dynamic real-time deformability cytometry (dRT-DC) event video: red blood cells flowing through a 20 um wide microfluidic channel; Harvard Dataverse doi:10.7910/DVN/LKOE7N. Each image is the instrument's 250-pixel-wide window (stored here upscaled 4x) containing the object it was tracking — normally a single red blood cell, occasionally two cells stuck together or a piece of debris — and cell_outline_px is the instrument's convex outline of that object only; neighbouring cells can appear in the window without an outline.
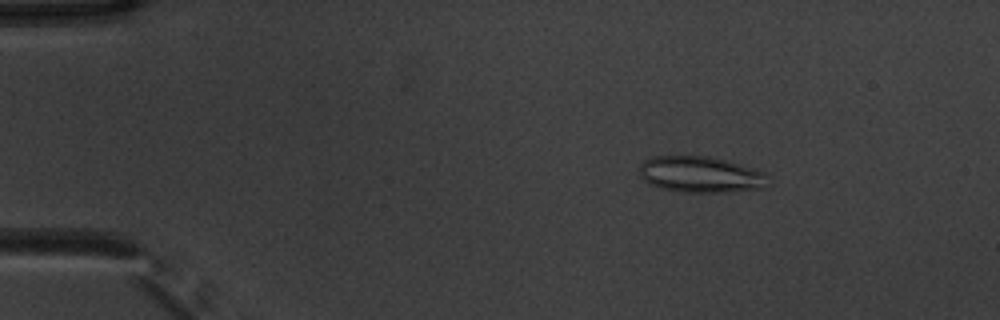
{"species": "common noctule bat (a hibernating species)", "species_latin": "Nyctalus noctula", "temperature_condition": "warm", "stored_images_in_passage": 54, "camera_frame_rate_fps": 3000, "um_per_image_px": 0.085, "animal": {"sex": "male", "body_mass_g": 20.1, "forearm_length_mm": 53.5}, "frame": {"image": 1, "passage_image": 9, "time_ms": 2.667, "image_size_px": [1000, 320], "cell_outline_px": [[772, 184], [768, 188], [732, 192], [684, 192], [660, 188], [644, 180], [640, 176], [640, 164], [644, 160], [652, 156], [704, 156], [724, 160], [740, 164], [764, 172], [768, 176]], "centroid_in_image_um": [59.62, 14.85], "position_along_channel_um": 25.4, "area_um2": 27.4}}
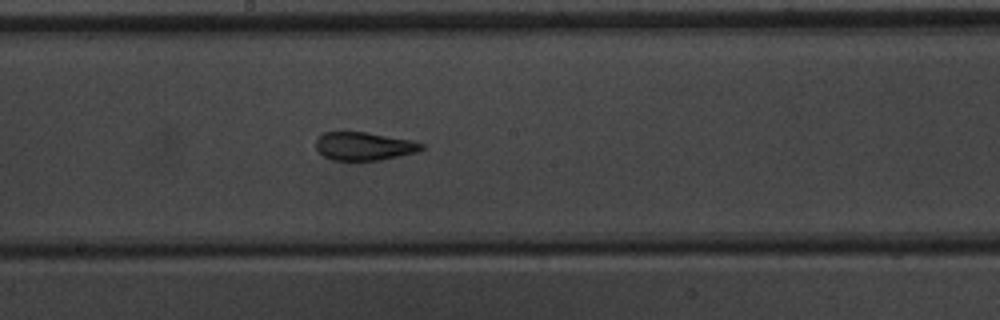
{"frame": {"image": 2, "passage_image": 30, "time_ms": 9.667, "image_size_px": [1000, 320], "cell_outline_px": [[424, 148], [416, 152], [380, 160], [332, 160], [324, 156], [316, 148], [316, 140], [324, 132], [364, 132], [412, 140], [424, 144]], "centroid_in_image_um": [30.94, 12.43], "position_along_channel_um": 217.3, "area_um2": 17.17}}
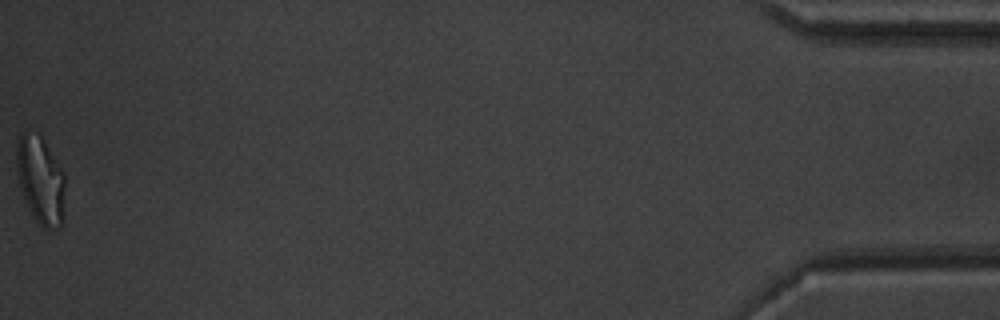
{"frame": {"image": 3, "passage_image": 54, "time_ms": 17.667, "image_size_px": [1000, 320], "cell_outline_px": [[64, 188], [60, 228], [44, 228], [32, 216], [24, 196], [20, 184], [16, 168], [16, 144], [20, 136], [28, 128], [40, 136], [64, 172]], "centroid_in_image_um": [3.42, 15.26], "position_along_channel_um": 431.8, "area_um2": 24.28}, "authors_computed_cell_mechanics": {"area_um2": 20.0566, "velocity_mm_per_s": 3.8358, "shape_relaxation_time_tau1_ms": null, "shape_relaxation_time_tau2_ms": 1.6584, "deformation_change_tau1": null, "deformation_change_tau2": 0.0952}}